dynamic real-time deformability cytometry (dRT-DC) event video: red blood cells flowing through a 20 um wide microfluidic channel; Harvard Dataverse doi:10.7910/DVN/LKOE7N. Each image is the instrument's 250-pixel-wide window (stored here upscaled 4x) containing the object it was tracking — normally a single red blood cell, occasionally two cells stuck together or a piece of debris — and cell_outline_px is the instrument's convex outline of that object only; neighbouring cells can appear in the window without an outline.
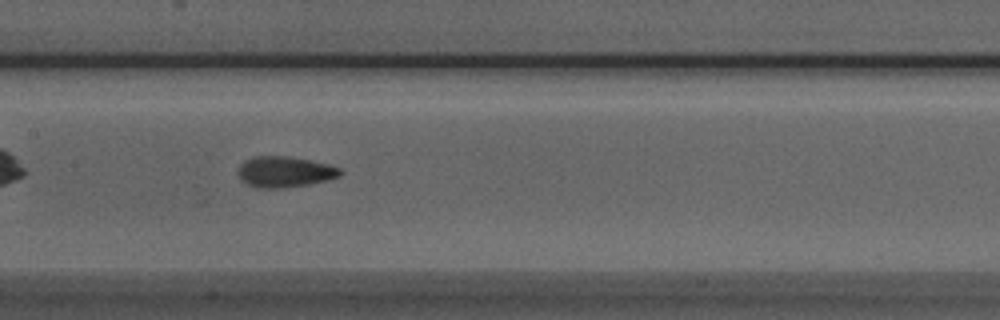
{"species": "Egyptian fruit bat (a non-hibernating species)", "species_latin": "Rousettus aegyptiacus", "temperature_condition": "room temperature", "stored_images_in_passage": 39, "camera_frame_rate_fps": 3000, "um_per_image_px": 0.085, "animal": {"sex": "male"}, "frame": {"image": 1, "passage_image": 12, "time_ms": 3.667, "image_size_px": [1000, 320], "cell_outline_px": [[344, 172], [340, 176], [328, 180], [308, 184], [284, 188], [256, 188], [240, 180], [240, 164], [244, 160], [256, 156], [284, 156], [308, 160], [328, 164], [340, 168]], "centroid_in_image_um": [24.22, 14.61], "position_along_channel_um": 183.2, "area_um2": 18.26}}
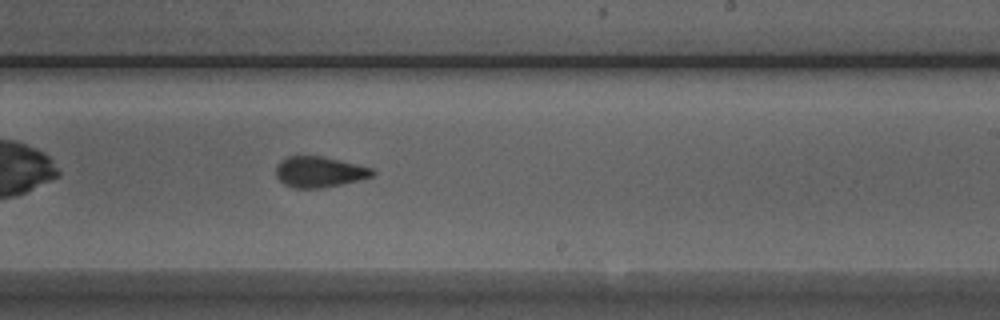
{"frame": {"image": 2, "passage_image": 18, "time_ms": 5.667, "image_size_px": [1000, 320], "cell_outline_px": [[376, 172], [372, 176], [340, 184], [320, 188], [292, 188], [284, 184], [276, 176], [276, 164], [280, 160], [288, 156], [320, 156], [356, 164], [372, 168]], "centroid_in_image_um": [27.09, 14.61], "position_along_channel_um": 261.9, "area_um2": 17.11}}
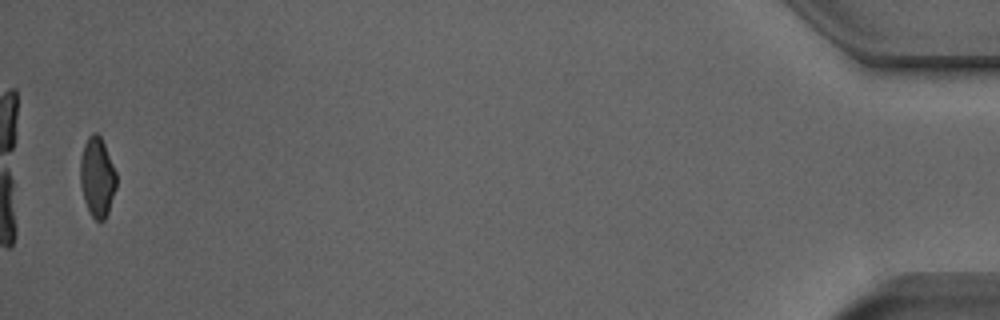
{"frame": {"image": 3, "passage_image": 38, "time_ms": 12.333, "image_size_px": [1000, 320], "cell_outline_px": [[116, 188], [108, 212], [104, 220], [96, 220], [92, 216], [84, 200], [80, 184], [80, 156], [84, 144], [88, 136], [92, 132], [96, 132], [100, 136], [104, 144], [116, 172]], "centroid_in_image_um": [8.25, 15.03], "position_along_channel_um": 427.0, "area_um2": 16.7}, "authors_computed_cell_mechanics": {"area_um2": 17.5134, "velocity_mm_per_s": 3.9486, "shape_relaxation_time_tau1_ms": 4.7089, "shape_relaxation_time_tau2_ms": 1.8616, "deformation_change_tau1": 0.1166, "deformation_change_tau2": 0.0812}}